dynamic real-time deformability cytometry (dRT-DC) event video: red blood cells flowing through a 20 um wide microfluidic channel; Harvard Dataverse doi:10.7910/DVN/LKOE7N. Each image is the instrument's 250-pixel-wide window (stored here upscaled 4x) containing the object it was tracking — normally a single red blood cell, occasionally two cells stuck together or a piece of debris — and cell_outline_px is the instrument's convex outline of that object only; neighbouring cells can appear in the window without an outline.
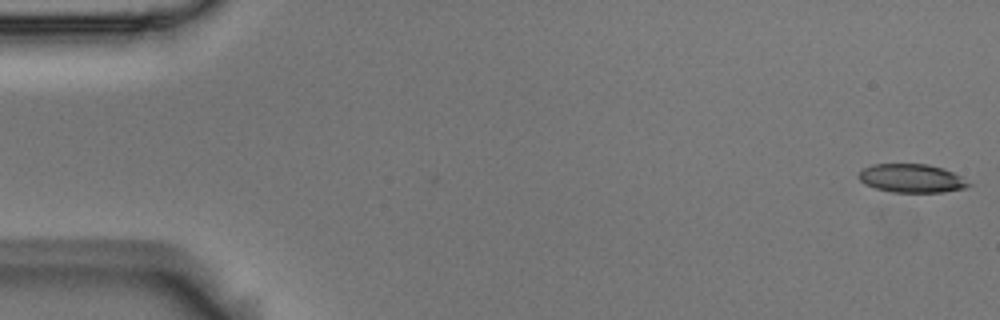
{"species": "Egyptian fruit bat (a non-hibernating species)", "species_latin": "Rousettus aegyptiacus", "temperature_condition": "room temperature", "stored_images_in_passage": 5, "camera_frame_rate_fps": 3000, "um_per_image_px": 0.085, "animal": {"sex": "male"}, "frame": {"image": 1, "passage_image": 1, "time_ms": 0.0, "image_size_px": [1000, 320], "cell_outline_px": [[972, 184], [964, 188], [944, 192], [892, 192], [876, 188], [864, 184], [856, 176], [864, 168], [872, 164], [928, 164], [944, 168], [960, 176]], "centroid_in_image_um": [77.47, 15.15], "position_along_channel_um": 7.5, "area_um2": 18.26}}
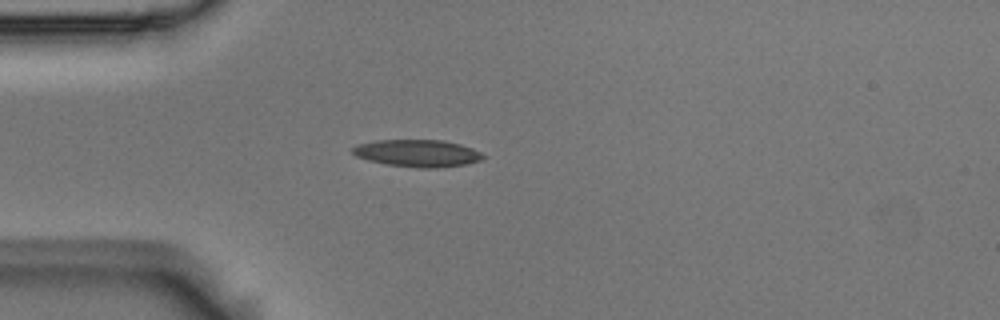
{"frame": {"image": 2, "passage_image": 5, "time_ms": 1.333, "image_size_px": [1000, 320], "cell_outline_px": [[484, 156], [480, 160], [464, 164], [436, 168], [416, 168], [384, 164], [368, 160], [356, 156], [352, 152], [352, 148], [356, 144], [376, 140], [444, 140], [460, 144], [472, 148], [480, 152]], "centroid_in_image_um": [35.44, 13.02], "position_along_channel_um": 49.6, "area_um2": 20.69}}